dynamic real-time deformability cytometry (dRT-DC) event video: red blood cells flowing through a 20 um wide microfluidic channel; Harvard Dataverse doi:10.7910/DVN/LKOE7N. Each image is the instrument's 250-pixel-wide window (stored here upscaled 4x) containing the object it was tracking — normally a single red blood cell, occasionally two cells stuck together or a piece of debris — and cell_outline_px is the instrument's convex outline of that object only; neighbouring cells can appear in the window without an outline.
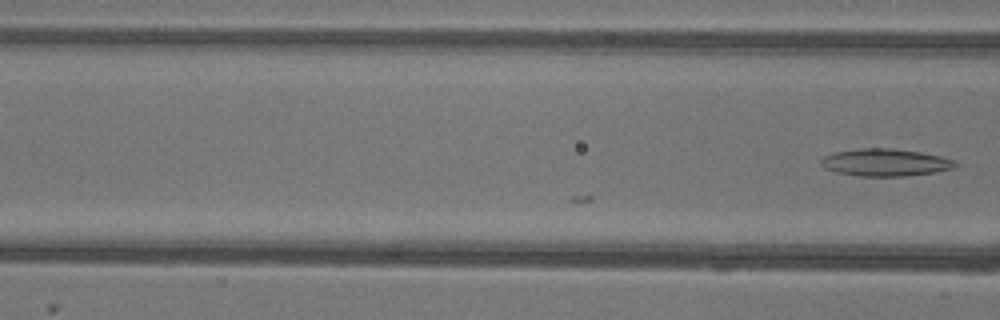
{"species": "common noctule bat (a hibernating species)", "species_latin": "Nyctalus noctula", "temperature_condition": "warm", "stored_images_in_passage": 17, "camera_frame_rate_fps": 3000, "um_per_image_px": 0.085, "animal": {"sex": "female"}, "frame": {"image": 1, "passage_image": 17, "time_ms": 5.333, "image_size_px": [1000, 320], "cell_outline_px": [[960, 164], [952, 168], [936, 172], [904, 176], [860, 176], [836, 172], [824, 168], [820, 164], [820, 160], [824, 156], [832, 152], [860, 148], [892, 148], [920, 152], [940, 156], [956, 160]], "centroid_in_image_um": [75.24, 13.8], "position_along_channel_um": 91.4, "area_um2": 21.56}}